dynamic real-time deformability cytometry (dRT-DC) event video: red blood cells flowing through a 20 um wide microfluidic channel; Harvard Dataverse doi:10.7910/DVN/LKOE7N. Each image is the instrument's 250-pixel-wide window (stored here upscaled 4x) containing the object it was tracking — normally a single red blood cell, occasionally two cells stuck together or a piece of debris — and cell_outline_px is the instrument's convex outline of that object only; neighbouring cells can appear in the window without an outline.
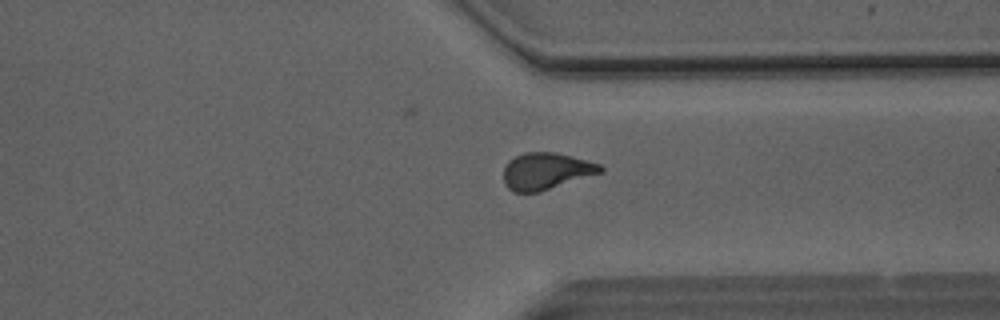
{"species": "Egyptian fruit bat (a non-hibernating species)", "species_latin": "Rousettus aegyptiacus", "temperature_condition": "room temperature", "stored_images_in_passage": 50, "camera_frame_rate_fps": 3000, "um_per_image_px": 0.085, "animal": {"sex": "male"}, "frame": {"image": 1, "passage_image": 38, "time_ms": 12.333, "image_size_px": [1000, 320], "cell_outline_px": [[604, 172], [540, 192], [512, 192], [504, 184], [504, 168], [508, 160], [524, 152], [552, 152], [600, 164], [604, 168]], "centroid_in_image_um": [46.4, 14.56], "position_along_channel_um": 365.0, "area_um2": 20.75}}
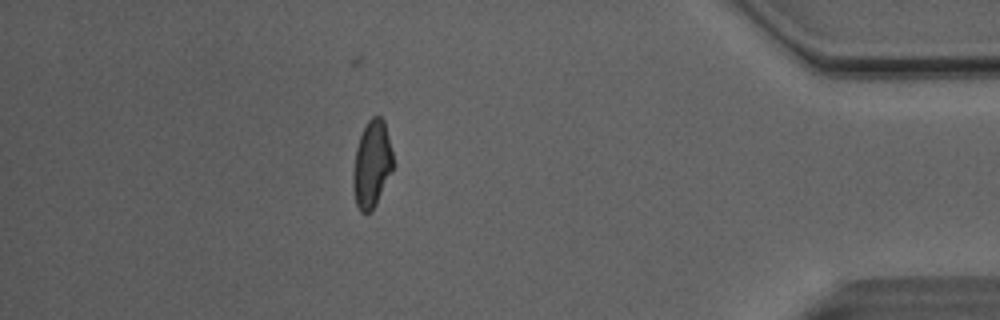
{"frame": {"image": 2, "passage_image": 44, "time_ms": 14.333, "image_size_px": [1000, 320], "cell_outline_px": [[392, 168], [372, 212], [360, 212], [356, 204], [352, 188], [352, 172], [356, 148], [360, 136], [368, 120], [372, 116], [380, 116], [384, 120], [392, 152]], "centroid_in_image_um": [31.57, 13.96], "position_along_channel_um": 403.6, "area_um2": 20.0}, "authors_computed_cell_mechanics": {"area_um2": 21.2415, "velocity_mm_per_s": 4.1111, "shape_relaxation_time_tau1_ms": 11.2903, "shape_relaxation_time_tau2_ms": 2.2781, "deformation_change_tau1": 0.2692, "deformation_change_tau2": 0.0925}}